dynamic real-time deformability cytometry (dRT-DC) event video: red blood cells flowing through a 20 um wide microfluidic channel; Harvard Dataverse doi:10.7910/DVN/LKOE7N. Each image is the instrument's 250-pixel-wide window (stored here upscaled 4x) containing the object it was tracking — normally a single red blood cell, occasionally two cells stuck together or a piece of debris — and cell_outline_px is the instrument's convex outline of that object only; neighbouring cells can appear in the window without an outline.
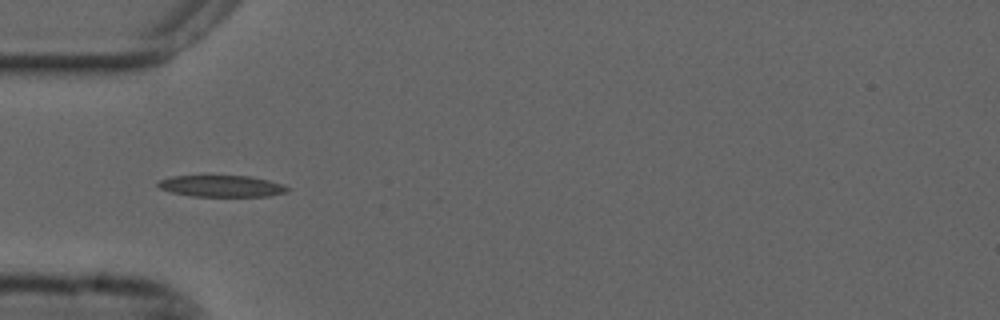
{"species": "common noctule bat (a hibernating species)", "species_latin": "Nyctalus noctula", "temperature_condition": "cold", "stored_images_in_passage": 39, "camera_frame_rate_fps": 3000, "um_per_image_px": 0.085, "animal": {"sex": "male", "forearm_length_mm": 52.5}, "frame": {"image": 1, "passage_image": 1, "time_ms": 0.0, "image_size_px": [1000, 320], "cell_outline_px": [[288, 192], [272, 196], [192, 196], [172, 192], [160, 188], [156, 184], [160, 180], [172, 176], [252, 176], [268, 180], [280, 184], [288, 188]], "centroid_in_image_um": [18.84, 15.82], "position_along_channel_um": 66.2, "area_um2": 16.07}}
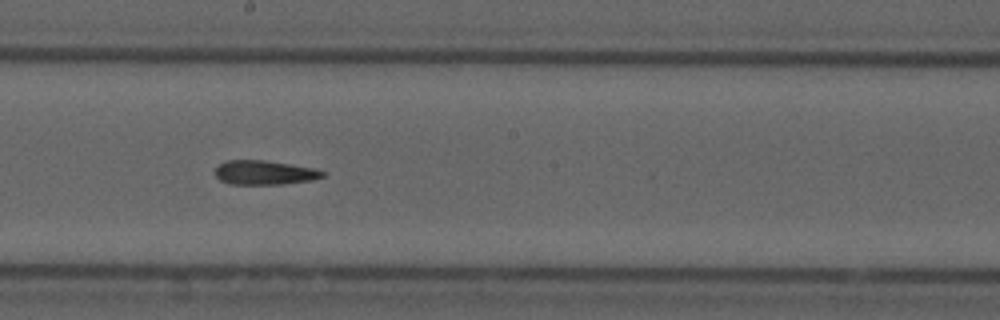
{"frame": {"image": 2, "passage_image": 14, "time_ms": 4.333, "image_size_px": [1000, 320], "cell_outline_px": [[324, 176], [312, 180], [280, 184], [228, 184], [220, 180], [216, 176], [216, 168], [220, 164], [228, 160], [264, 160], [316, 168], [324, 172]], "centroid_in_image_um": [22.48, 14.67], "position_along_channel_um": 225.7, "area_um2": 15.09}}
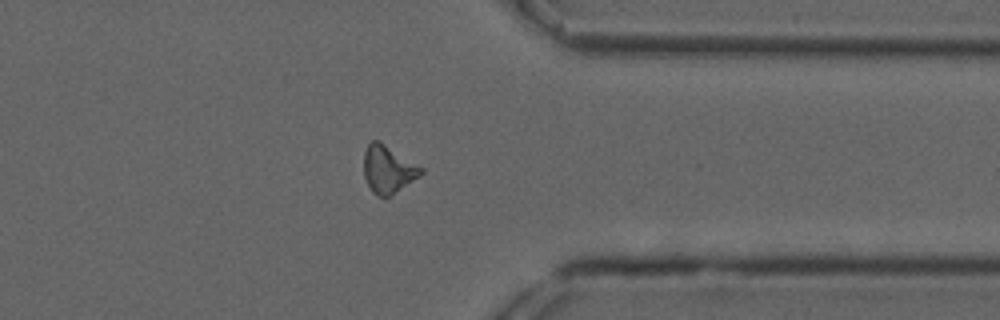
{"frame": {"image": 3, "passage_image": 27, "time_ms": 8.667, "image_size_px": [1000, 320], "cell_outline_px": [[424, 172], [420, 176], [388, 196], [376, 196], [372, 192], [364, 176], [364, 152], [368, 144], [372, 140], [380, 140], [424, 168]], "centroid_in_image_um": [32.99, 14.35], "position_along_channel_um": 378.4, "area_um2": 15.84}, "authors_computed_cell_mechanics": {"area_um2": 15.5482, "velocity_mm_per_s": 3.69, "shape_relaxation_time_tau1_ms": null, "shape_relaxation_time_tau2_ms": 4.5954, "deformation_change_tau1": null, "deformation_change_tau2": 0.1438}}